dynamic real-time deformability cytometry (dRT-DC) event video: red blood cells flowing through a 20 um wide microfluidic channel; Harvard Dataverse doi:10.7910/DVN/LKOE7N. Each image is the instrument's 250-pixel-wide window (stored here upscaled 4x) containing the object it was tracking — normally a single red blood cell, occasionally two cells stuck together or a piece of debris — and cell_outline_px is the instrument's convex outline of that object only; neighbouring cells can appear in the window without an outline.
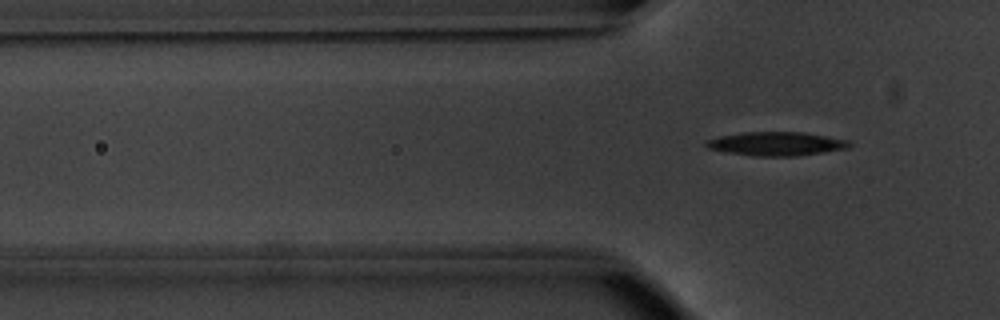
{"species": "common noctule bat (a hibernating species)", "species_latin": "Nyctalus noctula", "temperature_condition": "warm", "stored_images_in_passage": 5, "segment_of_instrument_passage": [2, 2], "camera_frame_rate_fps": 3000, "um_per_image_px": 0.085, "animal": {"sex": "male", "body_mass_g": 20.1, "forearm_length_mm": 53.5}, "frame": {"image": 1, "passage_image": 5, "time_ms": 1.333, "image_size_px": [1000, 320], "cell_outline_px": [[852, 144], [848, 148], [824, 152], [796, 156], [752, 156], [724, 152], [708, 148], [704, 144], [708, 140], [720, 136], [744, 132], [804, 132], [848, 140]], "centroid_in_image_um": [65.98, 12.22], "position_along_channel_um": 59.8, "area_um2": 19.83}}